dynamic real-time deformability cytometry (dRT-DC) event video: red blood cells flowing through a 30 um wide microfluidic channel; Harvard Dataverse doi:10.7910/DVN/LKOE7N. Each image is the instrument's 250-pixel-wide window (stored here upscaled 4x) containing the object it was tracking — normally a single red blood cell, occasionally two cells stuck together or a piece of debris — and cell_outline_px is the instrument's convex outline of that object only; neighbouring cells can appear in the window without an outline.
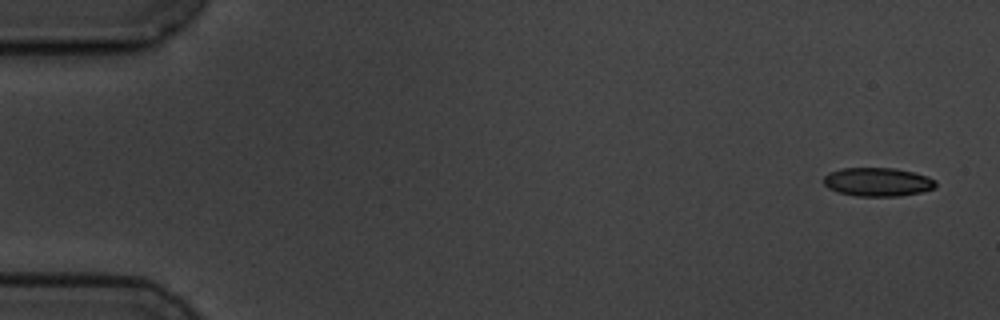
{"species": "common noctule bat (a hibernating species)", "species_latin": "Nyctalus noctula", "temperature_condition": "cold", "stored_images_in_passage": 15, "camera_frame_rate_fps": 3000, "um_per_image_px": 0.085, "animal": {"sex": "male", "body_mass_g": 19.5, "forearm_length_mm": 54.6}, "frame": {"image": 1, "passage_image": 1, "time_ms": 0.0, "image_size_px": [1000, 320], "cell_outline_px": [[936, 188], [920, 192], [900, 196], [856, 196], [840, 192], [828, 188], [824, 184], [824, 176], [828, 172], [840, 168], [896, 168], [928, 176], [936, 180]], "centroid_in_image_um": [74.61, 15.46], "position_along_channel_um": 10.4, "area_um2": 18.79}}
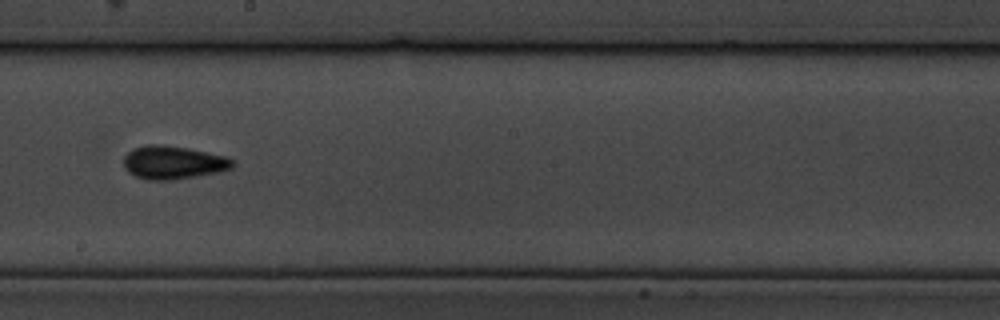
{"frame": {"image": 2, "passage_image": 9, "time_ms": 10.0, "image_size_px": [1000, 320], "cell_outline_px": [[236, 164], [232, 168], [220, 172], [196, 176], [168, 180], [148, 180], [136, 176], [128, 172], [124, 168], [124, 156], [132, 148], [148, 144], [160, 144], [188, 148], [228, 156]], "centroid_in_image_um": [14.73, 13.8], "position_along_channel_um": 233.5, "area_um2": 21.27}}
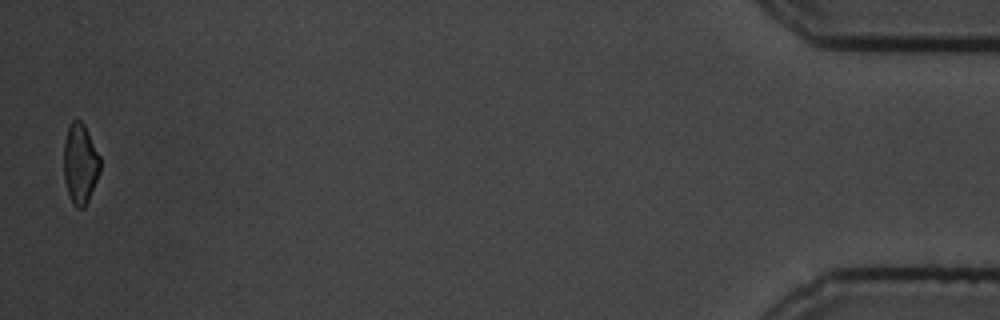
{"frame": {"image": 3, "passage_image": 15, "time_ms": 18.0, "image_size_px": [1000, 320], "cell_outline_px": [[100, 172], [88, 200], [84, 208], [76, 208], [72, 204], [68, 196], [64, 176], [64, 140], [68, 124], [72, 120], [80, 120], [84, 124], [100, 156]], "centroid_in_image_um": [6.8, 13.91], "position_along_channel_um": 428.4, "area_um2": 17.17}, "authors_computed_cell_mechanics": {"area_um2": 19.074, "velocity_mm_per_s": 3.5382, "shape_relaxation_time_tau1_ms": 1.8054, "shape_relaxation_time_tau2_ms": null, "deformation_change_tau1": 0.072, "deformation_change_tau2": null}}